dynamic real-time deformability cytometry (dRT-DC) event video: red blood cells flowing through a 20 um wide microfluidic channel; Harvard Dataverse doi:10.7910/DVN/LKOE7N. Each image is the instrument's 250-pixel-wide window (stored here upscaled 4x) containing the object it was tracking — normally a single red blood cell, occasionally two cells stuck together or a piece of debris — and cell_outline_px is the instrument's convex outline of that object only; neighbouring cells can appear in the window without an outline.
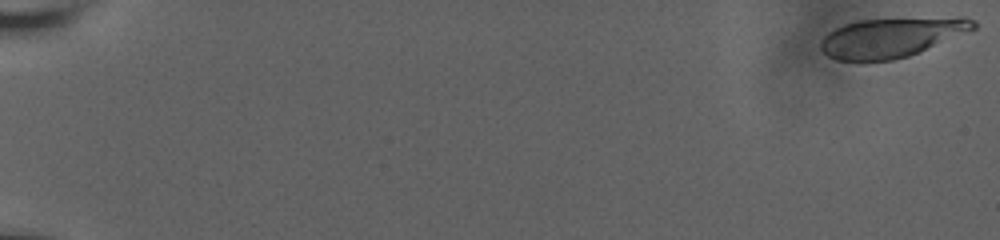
{"species": "human", "species_latin": "Homo sapiens", "temperature_condition": "room temperature", "stored_images_in_passage": 60, "camera_frame_rate_fps": 3000, "um_per_image_px": 0.085, "donor": {"sex": "male"}, "frame": {"image": 1, "passage_image": 1, "time_ms": 0.0, "image_size_px": [1000, 240], "cell_outline_px": [[976, 28], [908, 56], [892, 60], [836, 60], [828, 56], [820, 48], [820, 40], [828, 32], [844, 24], [860, 20], [960, 16], [964, 16], [976, 20]], "centroid_in_image_um": [75.78, 3.15], "position_along_channel_um": 9.2, "area_um2": 35.08}}
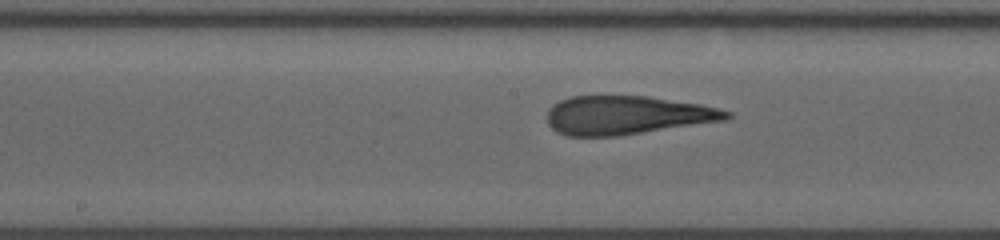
{"frame": {"image": 2, "passage_image": 34, "time_ms": 11.0, "image_size_px": [1000, 240], "cell_outline_px": [[732, 116], [728, 120], [616, 136], [564, 136], [556, 132], [548, 124], [548, 108], [552, 104], [560, 100], [572, 96], [648, 96], [700, 104], [720, 108], [732, 112]], "centroid_in_image_um": [53.3, 9.79], "position_along_channel_um": 194.9, "area_um2": 40.63}}
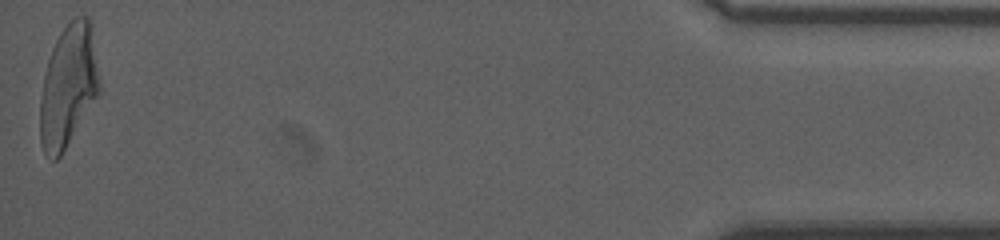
{"frame": {"image": 3, "passage_image": 60, "time_ms": 19.667, "image_size_px": [1000, 240], "cell_outline_px": [[100, 92], [60, 156], [56, 160], [52, 160], [44, 152], [40, 140], [40, 100], [44, 76], [48, 60], [52, 48], [60, 32], [76, 16], [88, 16], [92, 24], [100, 80]], "centroid_in_image_um": [5.82, 7.28], "position_along_channel_um": 429.4, "area_um2": 42.14}, "authors_computed_cell_mechanics": {"area_um2": 40.5178, "velocity_mm_per_s": 3.6482, "shape_relaxation_time_tau1_ms": 10.2044, "shape_relaxation_time_tau2_ms": 1.3175, "deformation_change_tau1": 0.3211, "deformation_change_tau2": 0.1031}}